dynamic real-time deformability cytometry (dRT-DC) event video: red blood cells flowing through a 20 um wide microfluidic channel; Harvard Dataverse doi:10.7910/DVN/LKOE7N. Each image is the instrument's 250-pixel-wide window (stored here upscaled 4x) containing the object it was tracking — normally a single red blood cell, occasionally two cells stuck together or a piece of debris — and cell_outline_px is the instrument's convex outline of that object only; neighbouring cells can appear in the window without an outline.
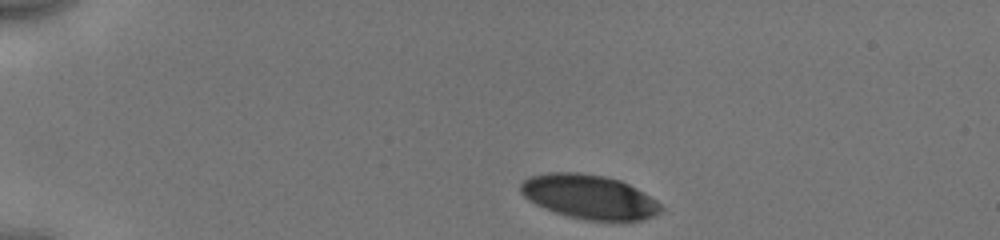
{"species": "human", "species_latin": "Homo sapiens", "temperature_condition": "cold", "stored_images_in_passage": 36, "camera_frame_rate_fps": 3000, "um_per_image_px": 0.085, "donor": {"sex": "male"}, "frame": {"image": 1, "passage_image": 1, "time_ms": 0.0, "image_size_px": [1000, 240], "cell_outline_px": [[664, 208], [660, 212], [644, 220], [588, 220], [568, 216], [544, 208], [528, 200], [520, 192], [520, 184], [528, 176], [548, 172], [580, 172], [604, 176], [620, 180], [644, 192], [656, 200]], "centroid_in_image_um": [50.07, 16.71], "position_along_channel_um": 34.9, "area_um2": 36.13}}
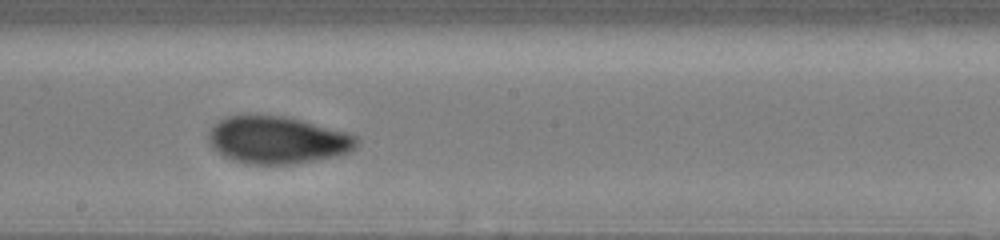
{"frame": {"image": 2, "passage_image": 21, "time_ms": 6.667, "image_size_px": [1000, 240], "cell_outline_px": [[360, 144], [356, 148], [348, 152], [336, 156], [316, 160], [292, 164], [244, 164], [232, 160], [224, 156], [208, 140], [208, 132], [212, 124], [224, 116], [256, 112], [284, 116], [348, 132], [356, 136], [360, 140]], "centroid_in_image_um": [23.56, 11.86], "position_along_channel_um": 224.6, "area_um2": 41.73}}
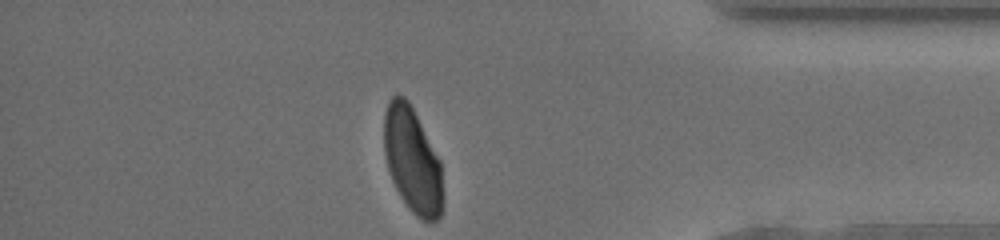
{"frame": {"image": 3, "passage_image": 36, "time_ms": 11.667, "image_size_px": [1000, 240], "cell_outline_px": [[444, 200], [440, 216], [436, 220], [424, 220], [416, 216], [408, 208], [400, 196], [392, 180], [388, 168], [384, 152], [384, 112], [388, 100], [392, 96], [404, 96], [408, 100], [440, 160], [444, 192]], "centroid_in_image_um": [35.06, 13.64], "position_along_channel_um": 400.1, "area_um2": 36.24}, "authors_computed_cell_mechanics": {"area_um2": 40.1421, "velocity_mm_per_s": 3.9445, "shape_relaxation_time_tau1_ms": 4.0729, "shape_relaxation_time_tau2_ms": 1.0197, "deformation_change_tau1": 0.1449, "deformation_change_tau2": 0.0458}}